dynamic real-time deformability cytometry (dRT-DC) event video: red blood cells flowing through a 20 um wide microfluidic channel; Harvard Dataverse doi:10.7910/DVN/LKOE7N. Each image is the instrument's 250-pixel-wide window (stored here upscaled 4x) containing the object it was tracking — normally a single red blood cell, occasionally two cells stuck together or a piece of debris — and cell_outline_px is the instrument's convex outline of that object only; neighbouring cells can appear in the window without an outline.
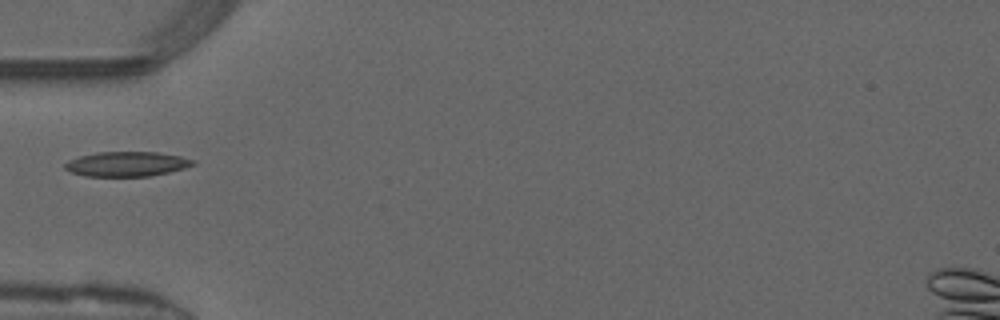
{"species": "common noctule bat (a hibernating species)", "species_latin": "Nyctalus noctula", "temperature_condition": "warm", "stored_images_in_passage": 16, "camera_frame_rate_fps": 3000, "um_per_image_px": 0.085, "animal": {"sex": "male", "forearm_length_mm": 52.5}, "frame": {"image": 1, "passage_image": 1, "time_ms": 0.0, "image_size_px": [1000, 320], "cell_outline_px": [[196, 164], [184, 168], [168, 172], [148, 176], [84, 176], [72, 172], [64, 168], [64, 164], [68, 160], [80, 156], [96, 152], [156, 152], [180, 156], [196, 160]], "centroid_in_image_um": [10.77, 13.93], "position_along_channel_um": 74.2, "area_um2": 18.44}}